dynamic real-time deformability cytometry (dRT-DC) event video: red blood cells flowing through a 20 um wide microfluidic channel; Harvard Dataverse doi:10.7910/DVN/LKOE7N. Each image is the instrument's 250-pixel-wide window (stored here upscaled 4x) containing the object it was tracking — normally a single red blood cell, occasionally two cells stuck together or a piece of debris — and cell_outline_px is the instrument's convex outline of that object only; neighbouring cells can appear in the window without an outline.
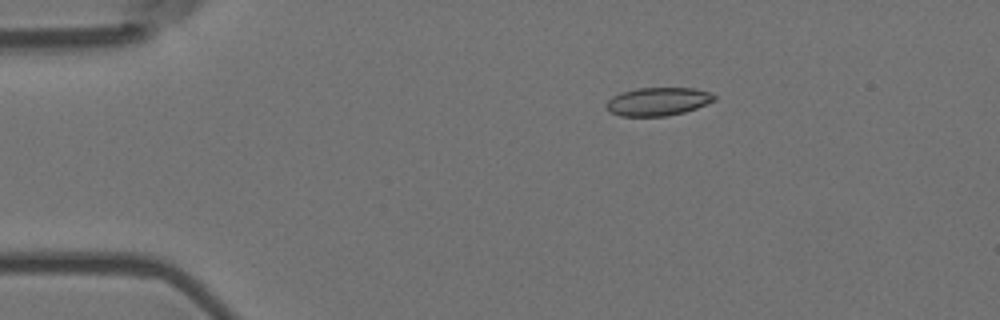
{"species": "Egyptian fruit bat (a non-hibernating species)", "species_latin": "Rousettus aegyptiacus", "temperature_condition": "room temperature", "stored_images_in_passage": 3, "camera_frame_rate_fps": 3000, "um_per_image_px": 0.085, "animal": {"sex": "female"}, "frame": {"image": 1, "passage_image": 2, "time_ms": 0.333, "image_size_px": [1000, 320], "cell_outline_px": [[716, 100], [696, 108], [684, 112], [668, 116], [620, 116], [608, 112], [604, 108], [604, 104], [612, 96], [620, 92], [636, 88], [692, 88], [712, 92], [716, 96]], "centroid_in_image_um": [55.88, 8.63], "position_along_channel_um": 29.1, "area_um2": 18.09}}